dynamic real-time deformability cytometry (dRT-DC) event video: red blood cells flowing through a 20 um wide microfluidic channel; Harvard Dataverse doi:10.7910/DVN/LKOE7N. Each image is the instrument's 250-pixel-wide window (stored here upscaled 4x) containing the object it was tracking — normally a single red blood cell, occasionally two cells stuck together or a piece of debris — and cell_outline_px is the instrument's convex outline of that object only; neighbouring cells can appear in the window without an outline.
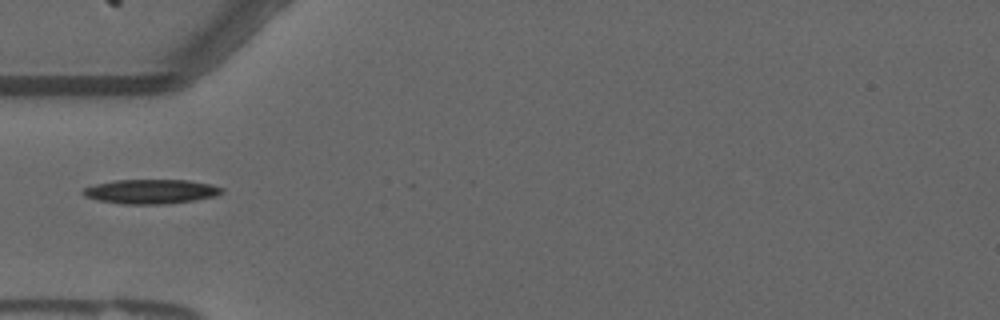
{"species": "common noctule bat (a hibernating species)", "species_latin": "Nyctalus noctula", "temperature_condition": "warm", "stored_images_in_passage": 39, "camera_frame_rate_fps": 3000, "um_per_image_px": 0.085, "animal": {"sex": "male", "forearm_length_mm": 52.5}, "frame": {"image": 1, "passage_image": 1, "time_ms": 0.0, "image_size_px": [1000, 320], "cell_outline_px": [[224, 192], [216, 196], [192, 200], [164, 204], [124, 204], [96, 200], [84, 196], [80, 192], [84, 188], [96, 184], [116, 180], [188, 180], [212, 184], [224, 188]], "centroid_in_image_um": [12.83, 16.27], "position_along_channel_um": 72.2, "area_um2": 19.77}}
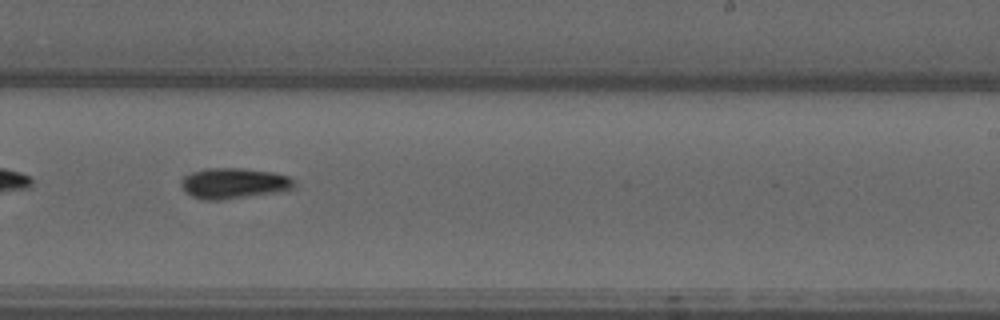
{"frame": {"image": 2, "passage_image": 17, "time_ms": 5.333, "image_size_px": [1000, 320], "cell_outline_px": [[296, 184], [292, 188], [276, 192], [224, 200], [204, 200], [192, 196], [184, 192], [180, 184], [180, 180], [184, 176], [192, 172], [204, 168], [240, 168], [272, 172], [288, 176]], "centroid_in_image_um": [19.81, 15.58], "position_along_channel_um": 269.2, "area_um2": 20.23}}
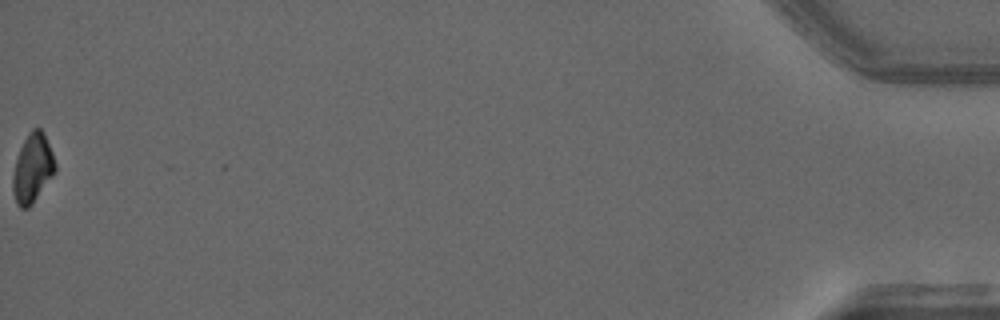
{"frame": {"image": 3, "passage_image": 39, "time_ms": 12.667, "image_size_px": [1000, 320], "cell_outline_px": [[56, 172], [32, 204], [28, 208], [20, 208], [16, 204], [12, 192], [12, 176], [16, 160], [20, 148], [28, 132], [32, 128], [40, 128], [44, 132], [52, 152], [56, 164]], "centroid_in_image_um": [2.76, 14.31], "position_along_channel_um": 432.4, "area_um2": 17.17}}